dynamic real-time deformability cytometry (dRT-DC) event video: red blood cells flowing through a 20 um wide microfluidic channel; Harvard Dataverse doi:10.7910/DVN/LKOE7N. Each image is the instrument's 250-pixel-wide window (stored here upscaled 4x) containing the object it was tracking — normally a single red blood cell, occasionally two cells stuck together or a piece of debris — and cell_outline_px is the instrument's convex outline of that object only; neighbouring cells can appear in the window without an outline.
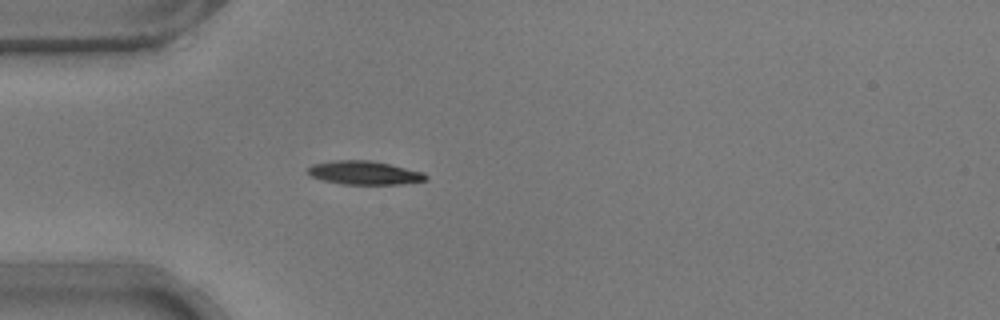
{"species": "common noctule bat (a hibernating species)", "species_latin": "Nyctalus noctula", "temperature_condition": "warm", "stored_images_in_passage": 39, "camera_frame_rate_fps": 3000, "um_per_image_px": 0.085, "animal": {"sex": "male", "body_mass_g": 17.9}, "frame": {"image": 1, "passage_image": 1, "time_ms": 0.0, "image_size_px": [1000, 320], "cell_outline_px": [[428, 180], [400, 184], [344, 184], [324, 180], [312, 176], [308, 172], [308, 168], [312, 164], [332, 160], [372, 160], [424, 172], [428, 176]], "centroid_in_image_um": [31.0, 14.68], "position_along_channel_um": 54.0, "area_um2": 16.18}}
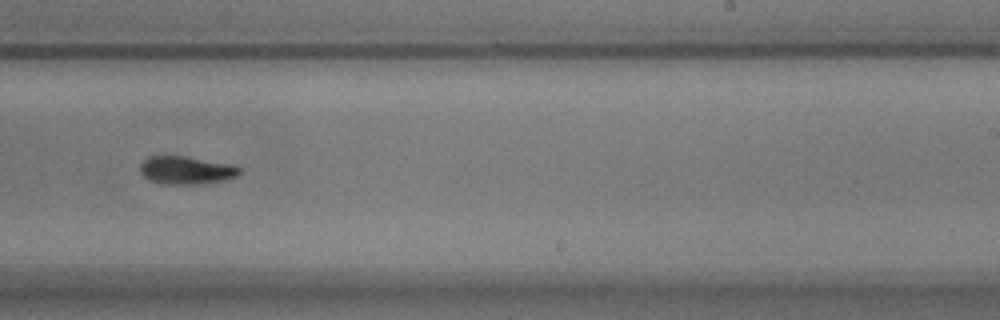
{"frame": {"image": 2, "passage_image": 19, "time_ms": 6.0, "image_size_px": [1000, 320], "cell_outline_px": [[240, 172], [236, 176], [224, 180], [196, 184], [168, 184], [152, 180], [144, 176], [140, 172], [140, 164], [148, 156], [184, 156], [236, 164], [240, 168]], "centroid_in_image_um": [15.86, 14.45], "position_along_channel_um": 273.1, "area_um2": 16.13}}
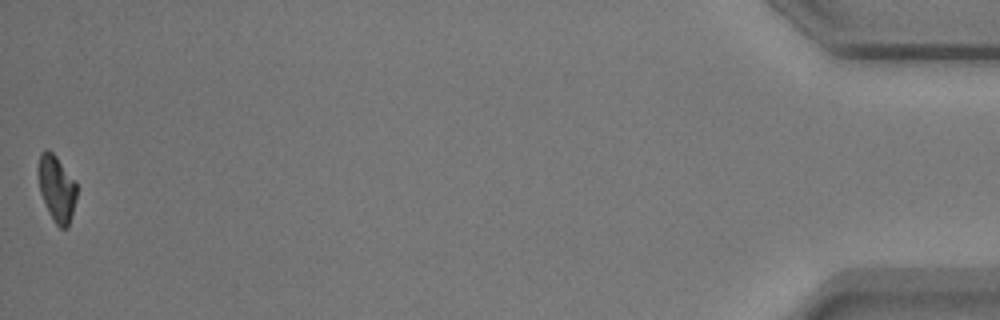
{"frame": {"image": 3, "passage_image": 39, "time_ms": 12.667, "image_size_px": [1000, 320], "cell_outline_px": [[76, 196], [68, 228], [60, 228], [56, 224], [48, 212], [40, 192], [40, 152], [52, 152], [56, 156], [76, 180]], "centroid_in_image_um": [4.86, 16.06], "position_along_channel_um": 430.3, "area_um2": 14.33}, "authors_computed_cell_mechanics": {"area_um2": 16.0106, "velocity_mm_per_s": 3.7736, "shape_relaxation_time_tau1_ms": 2.9257, "shape_relaxation_time_tau2_ms": 6.4024, "deformation_change_tau1": 0.1634, "deformation_change_tau2": 0.1327}}